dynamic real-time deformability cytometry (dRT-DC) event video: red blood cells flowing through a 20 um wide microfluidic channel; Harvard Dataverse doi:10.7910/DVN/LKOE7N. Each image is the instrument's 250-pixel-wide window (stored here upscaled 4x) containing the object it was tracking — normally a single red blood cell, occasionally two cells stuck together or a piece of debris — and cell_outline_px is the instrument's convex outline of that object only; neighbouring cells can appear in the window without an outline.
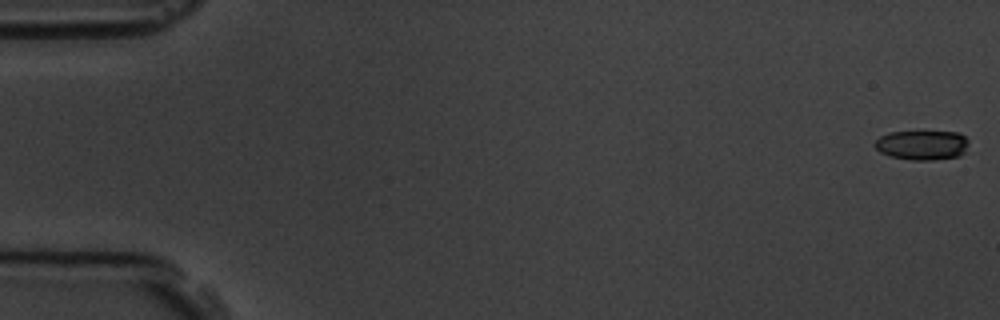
{"species": "common noctule bat (a hibernating species)", "species_latin": "Nyctalus noctula", "temperature_condition": "room temperature", "stored_images_in_passage": 6, "camera_frame_rate_fps": 3000, "um_per_image_px": 0.085, "animal": {"sex": "male", "body_mass_g": 19.5, "forearm_length_mm": 54.6}, "frame": {"image": 1, "passage_image": 1, "time_ms": 0.0, "image_size_px": [1000, 320], "cell_outline_px": [[968, 144], [964, 152], [960, 156], [932, 160], [912, 160], [888, 156], [880, 152], [872, 144], [880, 136], [892, 132], [960, 132], [968, 140]], "centroid_in_image_um": [78.37, 12.34], "position_along_channel_um": 6.6, "area_um2": 16.24}}
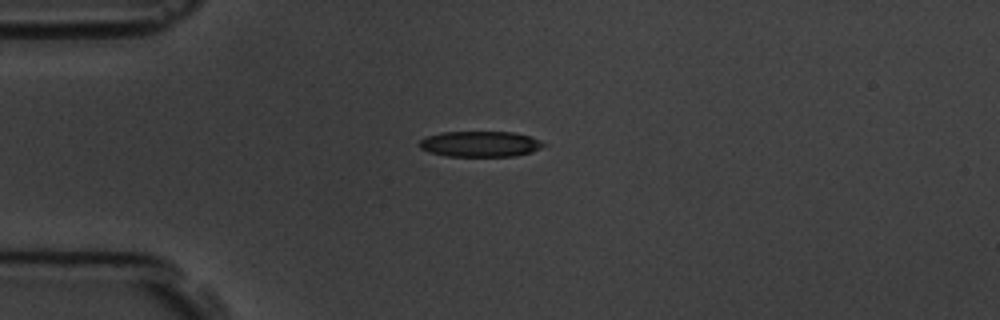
{"frame": {"image": 2, "passage_image": 4, "time_ms": 4.667, "image_size_px": [1000, 320], "cell_outline_px": [[548, 144], [532, 152], [516, 156], [448, 156], [428, 152], [420, 148], [416, 144], [420, 140], [428, 136], [440, 132], [512, 132], [532, 136]], "centroid_in_image_um": [40.82, 12.24], "position_along_channel_um": 44.2, "area_um2": 18.79}}
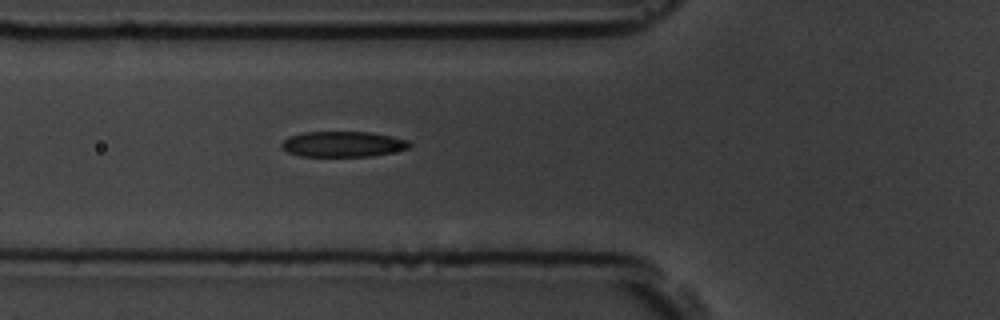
{"frame": {"image": 3, "passage_image": 6, "time_ms": 6.667, "image_size_px": [1000, 320], "cell_outline_px": [[412, 144], [408, 148], [392, 152], [372, 156], [300, 156], [288, 152], [280, 148], [280, 144], [288, 136], [304, 132], [372, 132], [392, 136], [408, 140]], "centroid_in_image_um": [29.13, 12.24], "position_along_channel_um": 96.7, "area_um2": 19.13}}